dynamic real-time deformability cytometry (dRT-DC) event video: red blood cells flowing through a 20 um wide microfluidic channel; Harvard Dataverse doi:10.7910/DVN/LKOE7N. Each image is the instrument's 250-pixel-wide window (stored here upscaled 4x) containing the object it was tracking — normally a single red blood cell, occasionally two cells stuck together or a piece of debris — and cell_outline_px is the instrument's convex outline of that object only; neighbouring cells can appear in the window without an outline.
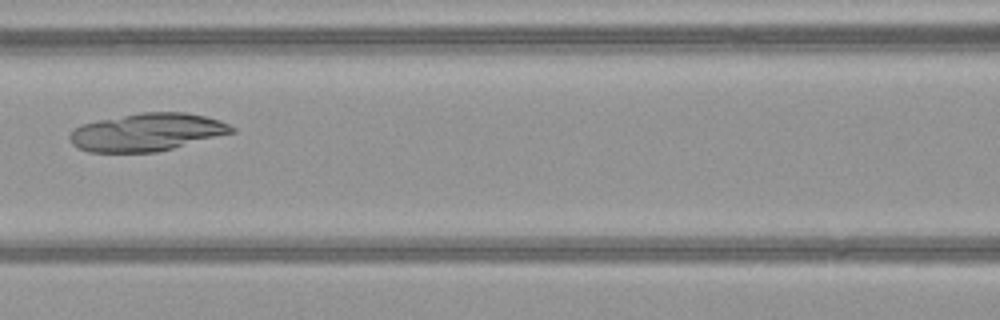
{"species": "common noctule bat (a hibernating species)", "species_latin": "Nyctalus noctula", "temperature_condition": "warm", "stored_images_in_passage": 29, "camera_frame_rate_fps": 3000, "um_per_image_px": 0.085, "animal": {"sex": "female", "body_mass_g": 21.9}, "frame": {"image": 1, "passage_image": 7, "time_ms": 2.0, "image_size_px": [1000, 320], "cell_outline_px": [[236, 132], [156, 152], [88, 152], [72, 144], [68, 140], [68, 136], [76, 128], [84, 124], [100, 120], [140, 112], [184, 112], [204, 116], [220, 120], [236, 128]], "centroid_in_image_um": [12.51, 11.23], "position_along_channel_um": 154.1, "area_um2": 35.37}}
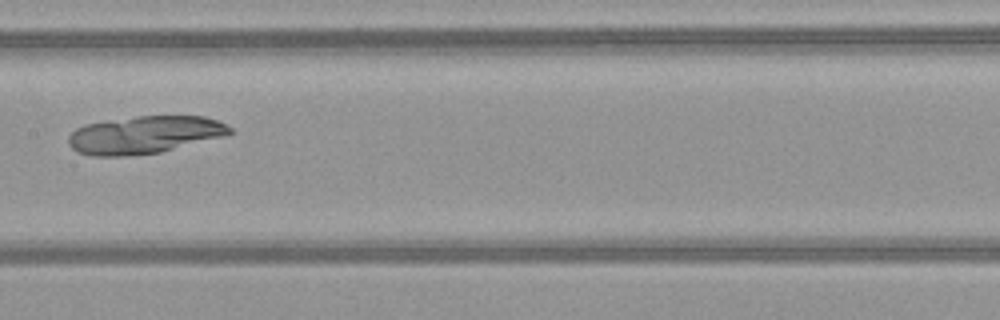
{"frame": {"image": 2, "passage_image": 10, "time_ms": 3.0, "image_size_px": [1000, 320], "cell_outline_px": [[232, 132], [228, 136], [160, 152], [128, 156], [92, 156], [76, 152], [68, 144], [68, 136], [76, 128], [84, 124], [108, 120], [136, 116], [204, 116], [216, 120], [232, 128]], "centroid_in_image_um": [12.28, 11.46], "position_along_channel_um": 195.1, "area_um2": 35.66}}